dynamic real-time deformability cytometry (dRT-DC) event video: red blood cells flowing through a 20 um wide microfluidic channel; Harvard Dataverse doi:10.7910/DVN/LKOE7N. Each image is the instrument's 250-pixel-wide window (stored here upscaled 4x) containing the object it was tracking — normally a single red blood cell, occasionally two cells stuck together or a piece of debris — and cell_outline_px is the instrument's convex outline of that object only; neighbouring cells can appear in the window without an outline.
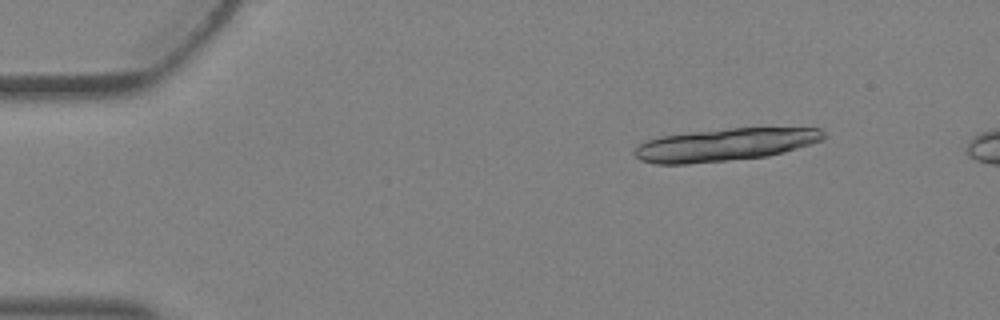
{"species": "Egyptian fruit bat (a non-hibernating species)", "species_latin": "Rousettus aegyptiacus", "temperature_condition": "warm", "stored_images_in_passage": 4, "camera_frame_rate_fps": 3000, "um_per_image_px": 0.085, "animal": {"sex": "female"}, "frame": {"image": 1, "passage_image": 1, "time_ms": 0.0, "image_size_px": [1000, 320], "cell_outline_px": [[824, 140], [784, 152], [768, 156], [688, 164], [656, 164], [640, 160], [632, 152], [640, 144], [648, 140], [660, 136], [692, 132], [728, 128], [820, 128], [824, 132]], "centroid_in_image_um": [61.62, 12.3], "position_along_channel_um": 23.4, "area_um2": 35.78}}
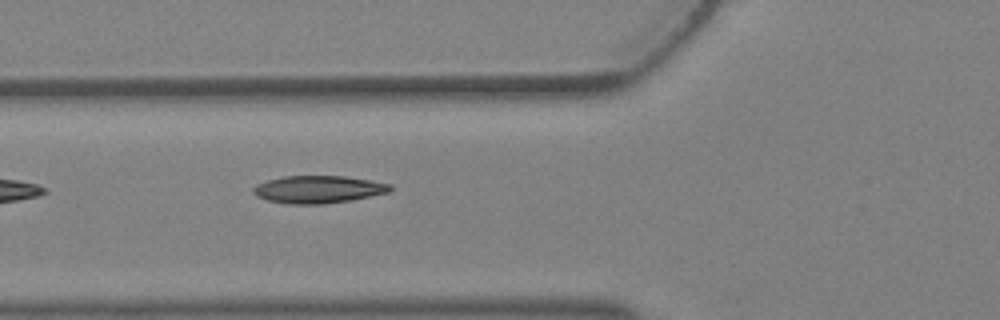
{"frame": {"image": 2, "passage_image": 4, "time_ms": 1.0, "image_size_px": [1000, 320], "cell_outline_px": [[392, 188], [388, 192], [352, 200], [320, 204], [288, 204], [268, 200], [256, 196], [252, 192], [252, 188], [256, 184], [268, 180], [284, 176], [344, 176], [392, 184]], "centroid_in_image_um": [27.02, 16.1], "position_along_channel_um": 98.8, "area_um2": 21.85}}